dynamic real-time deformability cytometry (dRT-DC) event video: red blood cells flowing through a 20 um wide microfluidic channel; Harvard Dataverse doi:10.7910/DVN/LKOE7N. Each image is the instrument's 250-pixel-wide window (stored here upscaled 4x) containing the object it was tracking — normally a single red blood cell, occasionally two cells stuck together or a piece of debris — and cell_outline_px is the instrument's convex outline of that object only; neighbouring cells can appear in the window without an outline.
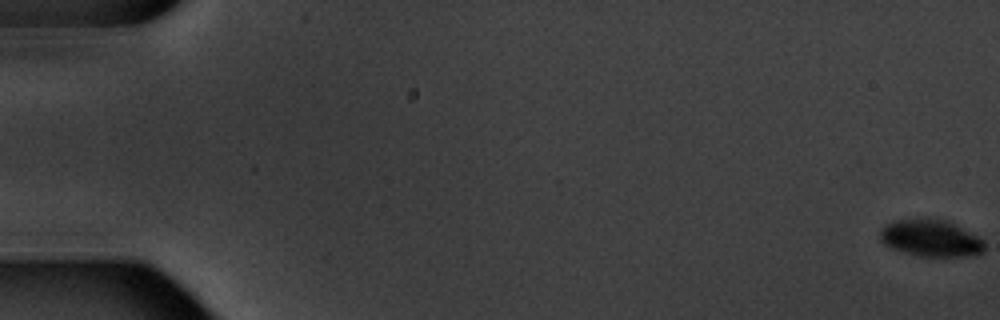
{"species": "common noctule bat (a hibernating species)", "species_latin": "Nyctalus noctula", "temperature_condition": "warm", "stored_images_in_passage": 6, "camera_frame_rate_fps": 3000, "um_per_image_px": 0.085, "animal": {"sex": "male", "body_mass_g": 20.1, "forearm_length_mm": 53.5}, "frame": {"image": 1, "passage_image": 1, "time_ms": 0.0, "image_size_px": [1000, 320], "cell_outline_px": [[984, 252], [964, 256], [916, 256], [892, 248], [884, 244], [880, 240], [880, 228], [884, 224], [892, 220], [924, 216], [928, 216], [948, 220], [984, 240]], "centroid_in_image_um": [79.06, 20.19], "position_along_channel_um": 5.9, "area_um2": 23.06}}
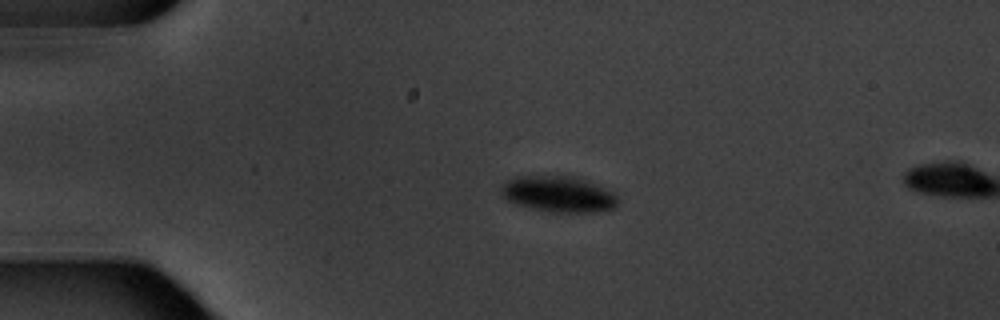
{"frame": {"image": 2, "passage_image": 5, "time_ms": 4.667, "image_size_px": [1000, 320], "cell_outline_px": [[616, 208], [600, 212], [552, 212], [532, 208], [516, 204], [500, 196], [500, 188], [508, 180], [516, 176], [556, 172], [576, 176], [612, 188], [616, 196]], "centroid_in_image_um": [47.5, 16.43], "position_along_channel_um": 37.5, "area_um2": 25.84}}